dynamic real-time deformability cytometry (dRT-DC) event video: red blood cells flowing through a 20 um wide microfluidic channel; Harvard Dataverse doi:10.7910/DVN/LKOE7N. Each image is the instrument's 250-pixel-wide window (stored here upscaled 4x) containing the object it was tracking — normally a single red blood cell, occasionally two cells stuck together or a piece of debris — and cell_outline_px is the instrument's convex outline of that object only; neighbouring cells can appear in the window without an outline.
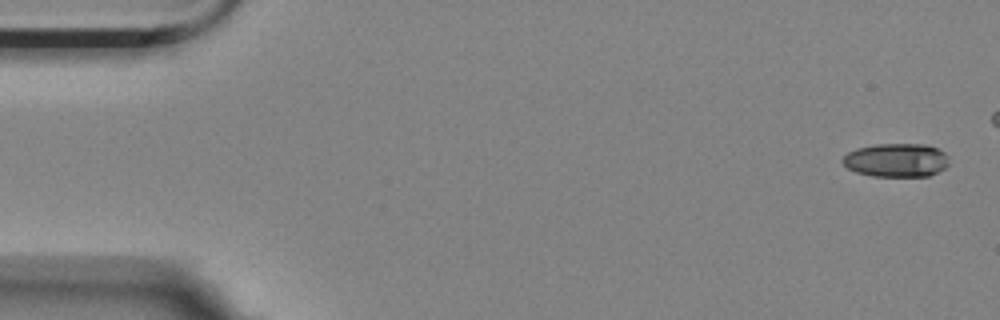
{"species": "Egyptian fruit bat (a non-hibernating species)", "species_latin": "Rousettus aegyptiacus", "temperature_condition": "room temperature", "stored_images_in_passage": 6, "camera_frame_rate_fps": 3000, "um_per_image_px": 0.085, "animal": {"sex": "female"}, "frame": {"image": 1, "passage_image": 1, "time_ms": 0.0, "image_size_px": [1000, 320], "cell_outline_px": [[948, 164], [944, 168], [928, 176], [872, 176], [856, 172], [848, 168], [840, 160], [848, 152], [856, 148], [876, 144], [924, 144], [936, 148], [944, 152], [948, 156]], "centroid_in_image_um": [76.16, 13.61], "position_along_channel_um": 8.8, "area_um2": 20.81}}